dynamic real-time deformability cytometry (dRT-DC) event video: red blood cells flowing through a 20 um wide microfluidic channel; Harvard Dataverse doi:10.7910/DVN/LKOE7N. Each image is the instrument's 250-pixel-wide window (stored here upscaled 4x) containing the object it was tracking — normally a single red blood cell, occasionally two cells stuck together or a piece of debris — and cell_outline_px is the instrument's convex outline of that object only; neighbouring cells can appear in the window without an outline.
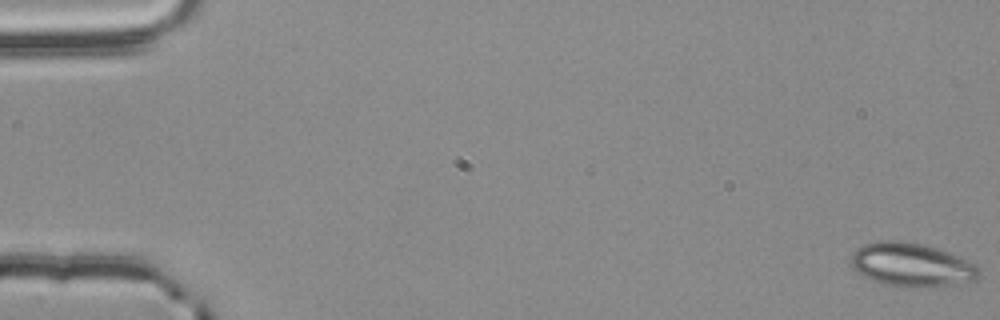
{"species": "common noctule bat (a hibernating species)", "species_latin": "Nyctalus noctula", "temperature_condition": "room temperature", "stored_images_in_passage": 56, "camera_frame_rate_fps": 3000, "um_per_image_px": 0.085, "animal": {"sex": "male", "body_mass_g": 20.4}, "frame": {"image": 1, "passage_image": 1, "time_ms": 0.0, "image_size_px": [1000, 320], "cell_outline_px": [[980, 276], [972, 280], [952, 284], [904, 288], [884, 284], [872, 280], [864, 276], [852, 268], [852, 252], [856, 248], [864, 244], [880, 240], [904, 240], [936, 248], [976, 264], [980, 268]], "centroid_in_image_um": [77.44, 22.5], "position_along_channel_um": 7.6, "area_um2": 32.31}}
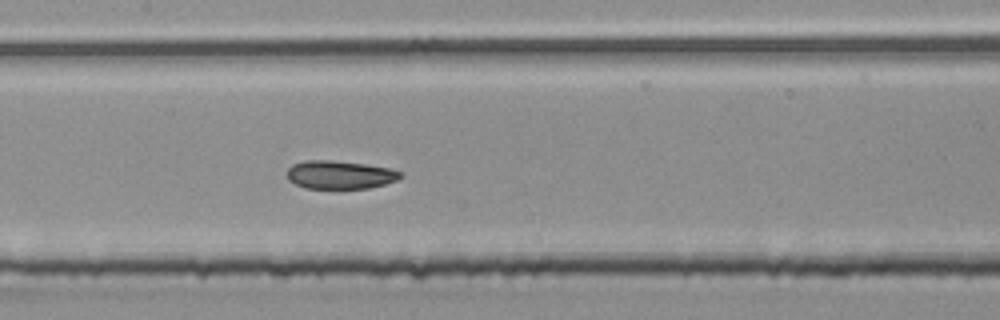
{"frame": {"image": 2, "passage_image": 28, "time_ms": 9.0, "image_size_px": [1000, 320], "cell_outline_px": [[404, 176], [396, 180], [384, 184], [368, 188], [304, 188], [288, 180], [288, 168], [292, 164], [304, 160], [332, 160], [368, 164], [388, 168], [400, 172]], "centroid_in_image_um": [28.87, 14.84], "position_along_channel_um": 178.5, "area_um2": 18.67}}
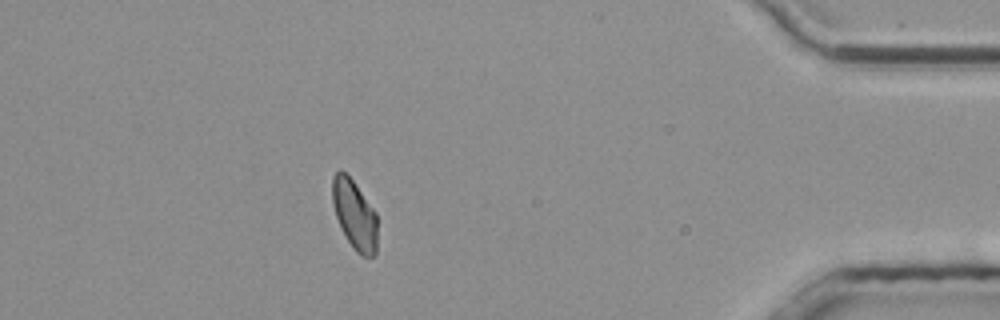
{"frame": {"image": 3, "passage_image": 50, "time_ms": 16.333, "image_size_px": [1000, 320], "cell_outline_px": [[376, 256], [360, 256], [356, 252], [348, 240], [336, 216], [332, 200], [332, 176], [340, 168], [352, 180], [376, 212]], "centroid_in_image_um": [30.13, 18.24], "position_along_channel_um": 405.1, "area_um2": 17.92}, "authors_computed_cell_mechanics": {"area_um2": 19.2763, "velocity_mm_per_s": 3.7744, "shape_relaxation_time_tau1_ms": 6.535, "shape_relaxation_time_tau2_ms": null, "deformation_change_tau1": 0.1163, "deformation_change_tau2": null}}